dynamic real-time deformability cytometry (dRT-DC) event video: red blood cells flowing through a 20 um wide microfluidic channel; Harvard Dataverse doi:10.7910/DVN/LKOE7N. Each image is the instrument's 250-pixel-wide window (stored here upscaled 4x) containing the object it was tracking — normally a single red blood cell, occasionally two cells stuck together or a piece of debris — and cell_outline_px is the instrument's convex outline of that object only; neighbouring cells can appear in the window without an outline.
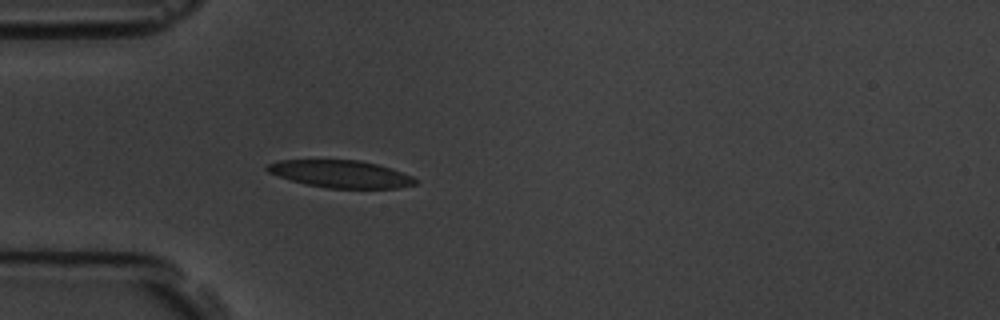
{"species": "common noctule bat (a hibernating species)", "species_latin": "Nyctalus noctula", "temperature_condition": "room temperature", "stored_images_in_passage": 5, "camera_frame_rate_fps": 3000, "um_per_image_px": 0.085, "animal": {"sex": "male", "body_mass_g": 19.5, "forearm_length_mm": 54.6}, "frame": {"image": 1, "passage_image": 5, "time_ms": 4.667, "image_size_px": [1000, 320], "cell_outline_px": [[416, 184], [396, 188], [328, 188], [308, 184], [292, 180], [268, 172], [264, 168], [268, 164], [280, 160], [360, 160], [376, 164], [412, 176], [416, 180]], "centroid_in_image_um": [28.94, 14.78], "position_along_channel_um": 56.1, "area_um2": 23.18}}